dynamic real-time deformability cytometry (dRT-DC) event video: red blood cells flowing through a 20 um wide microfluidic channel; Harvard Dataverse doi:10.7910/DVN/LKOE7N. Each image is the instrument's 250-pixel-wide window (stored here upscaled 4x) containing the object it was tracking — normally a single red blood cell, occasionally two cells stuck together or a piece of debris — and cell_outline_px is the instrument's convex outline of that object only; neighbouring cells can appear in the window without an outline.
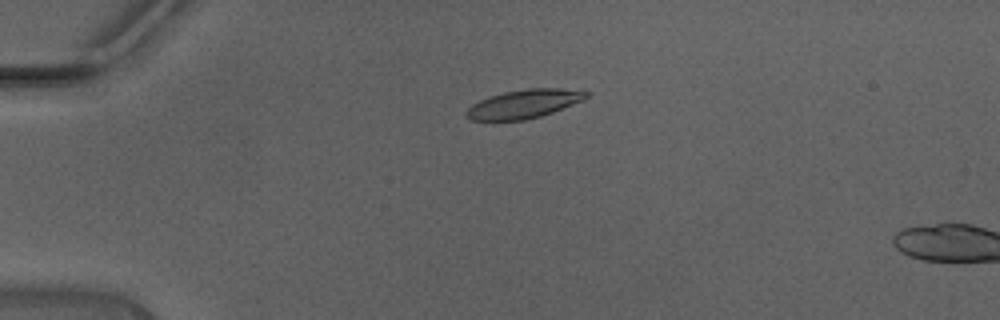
{"species": "Egyptian fruit bat (a non-hibernating species)", "species_latin": "Rousettus aegyptiacus", "temperature_condition": "warm", "stored_images_in_passage": 3, "camera_frame_rate_fps": 3000, "um_per_image_px": 0.085, "animal": {"sex": "male"}, "frame": {"image": 1, "passage_image": 1, "time_ms": 0.0, "image_size_px": [1000, 320], "cell_outline_px": [[588, 96], [580, 100], [552, 112], [540, 116], [524, 120], [472, 120], [464, 116], [464, 112], [472, 104], [488, 96], [504, 92], [528, 88], [556, 88], [588, 92]], "centroid_in_image_um": [44.43, 8.83], "position_along_channel_um": 40.6, "area_um2": 19.65}}